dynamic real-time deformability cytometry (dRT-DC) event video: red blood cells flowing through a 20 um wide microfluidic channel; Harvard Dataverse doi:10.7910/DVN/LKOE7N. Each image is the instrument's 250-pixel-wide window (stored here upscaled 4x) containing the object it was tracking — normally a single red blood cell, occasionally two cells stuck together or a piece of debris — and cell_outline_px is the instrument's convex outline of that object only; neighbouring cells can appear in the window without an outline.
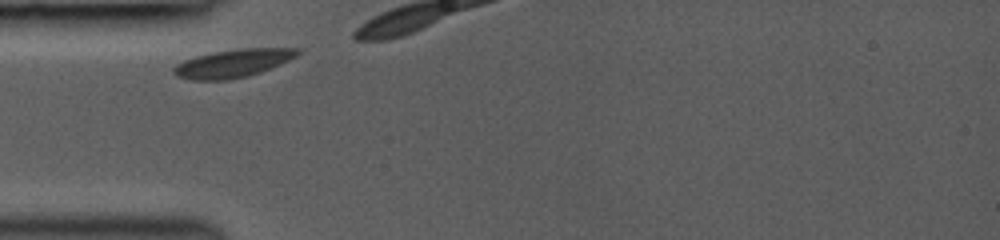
{"species": "common noctule bat (a hibernating species)", "species_latin": "Nyctalus noctula", "temperature_condition": "room temperature", "stored_images_in_passage": 4, "camera_frame_rate_fps": 3000, "um_per_image_px": 0.085, "animal": {"sex": "female", "body_mass_g": 19.0, "forearm_length_mm": 53.3}, "frame": {"image": 1, "passage_image": 1, "time_ms": 0.0, "image_size_px": [1000, 240], "cell_outline_px": [[300, 52], [296, 56], [280, 64], [260, 72], [248, 76], [228, 80], [192, 80], [176, 76], [172, 72], [172, 68], [176, 64], [184, 60], [196, 56], [216, 52], [240, 48], [300, 48]], "centroid_in_image_um": [19.77, 5.39], "position_along_channel_um": 65.2, "area_um2": 20.17}}